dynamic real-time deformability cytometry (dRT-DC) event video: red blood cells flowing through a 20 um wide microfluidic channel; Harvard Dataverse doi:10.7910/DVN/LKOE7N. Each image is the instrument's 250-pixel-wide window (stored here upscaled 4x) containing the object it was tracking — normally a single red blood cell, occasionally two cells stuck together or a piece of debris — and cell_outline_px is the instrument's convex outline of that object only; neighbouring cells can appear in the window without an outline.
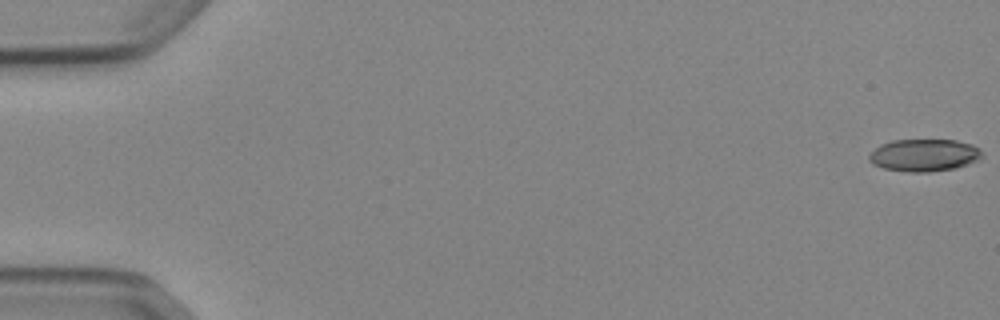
{"species": "Egyptian fruit bat (a non-hibernating species)", "species_latin": "Rousettus aegyptiacus", "temperature_condition": "cold", "stored_images_in_passage": 53, "camera_frame_rate_fps": 3000, "um_per_image_px": 0.085, "animal": {"sex": "female"}, "frame": {"image": 1, "passage_image": 1, "time_ms": 0.0, "image_size_px": [1000, 320], "cell_outline_px": [[984, 156], [980, 160], [956, 168], [928, 172], [908, 172], [884, 168], [872, 164], [868, 160], [868, 156], [880, 144], [892, 140], [956, 140], [972, 144], [980, 148]], "centroid_in_image_um": [78.58, 13.19], "position_along_channel_um": 6.4, "area_um2": 21.5}}
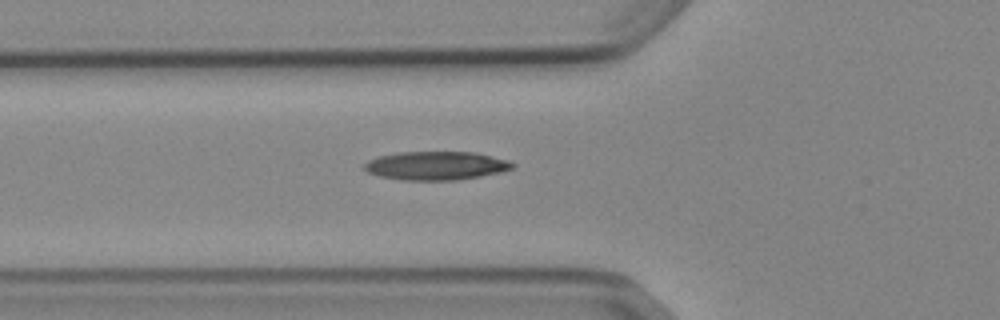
{"frame": {"image": 2, "passage_image": 20, "time_ms": 6.333, "image_size_px": [1000, 320], "cell_outline_px": [[516, 164], [512, 168], [500, 172], [480, 176], [456, 180], [400, 180], [380, 176], [368, 172], [364, 168], [364, 164], [368, 160], [380, 156], [400, 152], [472, 152], [508, 160]], "centroid_in_image_um": [37.05, 14.08], "position_along_channel_um": 88.7, "area_um2": 24.45}}
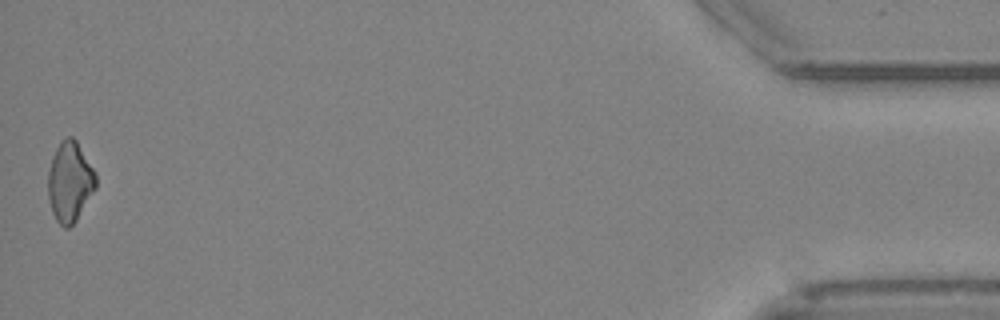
{"frame": {"image": 3, "passage_image": 53, "time_ms": 17.333, "image_size_px": [1000, 320], "cell_outline_px": [[96, 188], [76, 220], [68, 228], [64, 228], [56, 220], [52, 212], [48, 200], [48, 172], [52, 156], [60, 140], [68, 136], [72, 136], [76, 140], [96, 172]], "centroid_in_image_um": [5.93, 15.43], "position_along_channel_um": 429.3, "area_um2": 22.43}, "authors_computed_cell_mechanics": {"area_um2": 22.7154, "velocity_mm_per_s": 3.889, "shape_relaxation_time_tau1_ms": 9.2656, "shape_relaxation_time_tau2_ms": null, "deformation_change_tau1": 0.1908, "deformation_change_tau2": null}}